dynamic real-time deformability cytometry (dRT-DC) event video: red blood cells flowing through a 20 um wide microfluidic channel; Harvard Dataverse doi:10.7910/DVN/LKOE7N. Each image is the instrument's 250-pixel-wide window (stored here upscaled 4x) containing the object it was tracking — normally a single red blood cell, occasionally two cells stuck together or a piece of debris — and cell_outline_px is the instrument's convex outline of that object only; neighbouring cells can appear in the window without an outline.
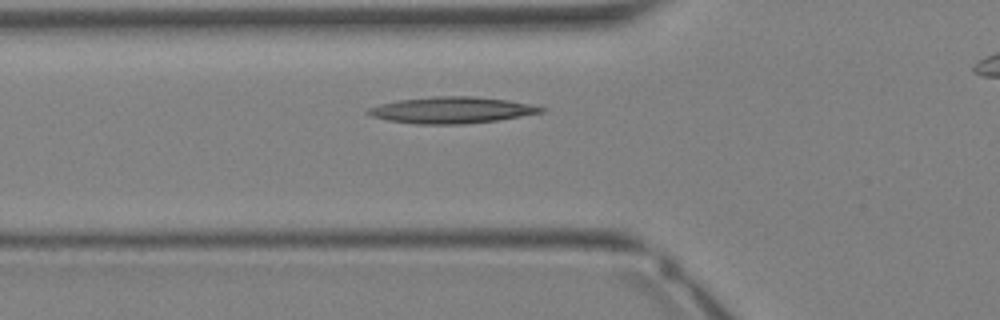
{"species": "Egyptian fruit bat (a non-hibernating species)", "species_latin": "Rousettus aegyptiacus", "temperature_condition": "warm", "stored_images_in_passage": 23, "camera_frame_rate_fps": 3000, "um_per_image_px": 0.085, "animal": {"sex": "female"}, "frame": {"image": 1, "passage_image": 4, "time_ms": 1.0, "image_size_px": [1000, 320], "cell_outline_px": [[548, 108], [544, 112], [500, 120], [464, 124], [412, 124], [388, 120], [372, 116], [364, 112], [368, 108], [380, 104], [396, 100], [436, 96], [472, 96], [508, 100], [532, 104]], "centroid_in_image_um": [38.42, 9.36], "position_along_channel_um": 87.4, "area_um2": 26.88}}
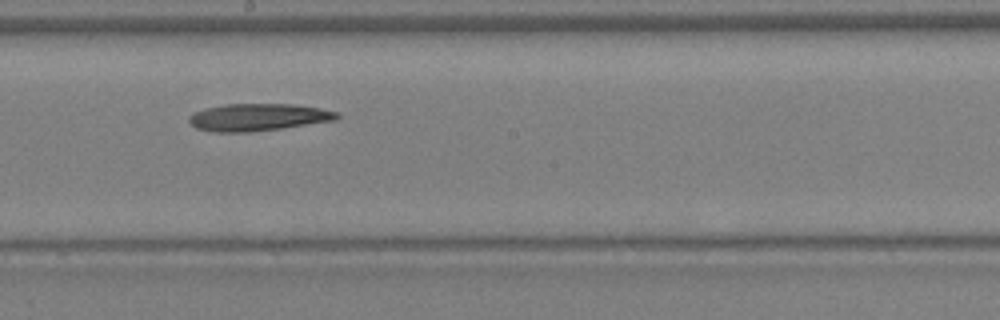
{"frame": {"image": 2, "passage_image": 11, "time_ms": 3.333, "image_size_px": [1000, 320], "cell_outline_px": [[340, 116], [336, 120], [284, 128], [252, 132], [212, 132], [196, 128], [188, 120], [188, 116], [192, 112], [204, 108], [224, 104], [296, 104], [320, 108], [336, 112]], "centroid_in_image_um": [21.91, 9.96], "position_along_channel_um": 226.3, "area_um2": 23.76}}
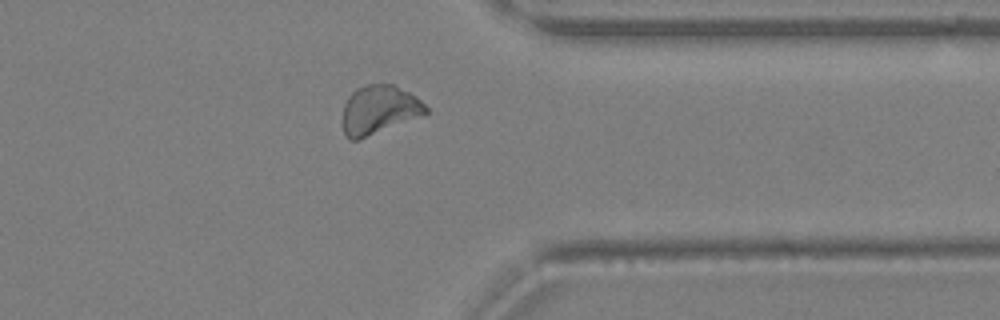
{"frame": {"image": 3, "passage_image": 19, "time_ms": 6.0, "image_size_px": [1000, 320], "cell_outline_px": [[428, 112], [360, 140], [348, 140], [344, 136], [344, 104], [348, 96], [356, 88], [364, 84], [392, 84], [416, 96], [428, 108]], "centroid_in_image_um": [32.18, 9.33], "position_along_channel_um": 379.2, "area_um2": 23.41}}